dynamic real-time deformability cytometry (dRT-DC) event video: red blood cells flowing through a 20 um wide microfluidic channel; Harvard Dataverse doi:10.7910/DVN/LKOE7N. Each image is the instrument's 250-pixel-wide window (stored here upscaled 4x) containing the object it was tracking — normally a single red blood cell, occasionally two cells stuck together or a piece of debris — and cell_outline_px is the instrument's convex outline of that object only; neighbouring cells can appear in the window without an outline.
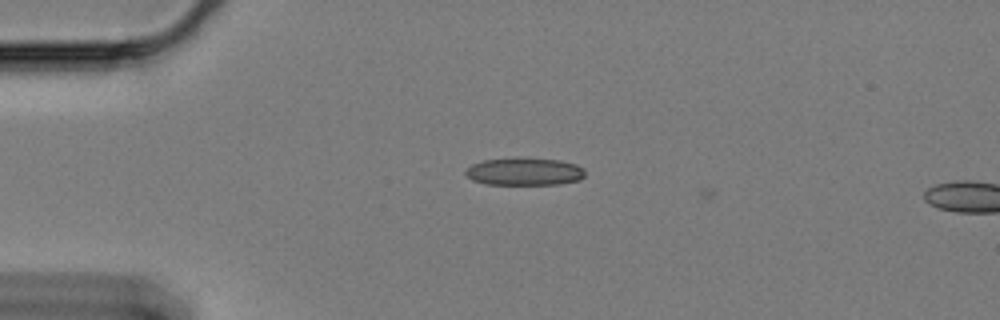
{"species": "Egyptian fruit bat (a non-hibernating species)", "species_latin": "Rousettus aegyptiacus", "temperature_condition": "cold", "stored_images_in_passage": 5, "camera_frame_rate_fps": 3000, "um_per_image_px": 0.085, "animal": {"sex": "female"}, "frame": {"image": 1, "passage_image": 1, "time_ms": 0.0, "image_size_px": [1000, 320], "cell_outline_px": [[584, 176], [580, 180], [560, 184], [488, 184], [472, 180], [464, 172], [472, 164], [484, 160], [516, 156], [520, 156], [560, 160], [576, 164], [584, 168]], "centroid_in_image_um": [44.6, 14.55], "position_along_channel_um": 40.4, "area_um2": 19.59}}